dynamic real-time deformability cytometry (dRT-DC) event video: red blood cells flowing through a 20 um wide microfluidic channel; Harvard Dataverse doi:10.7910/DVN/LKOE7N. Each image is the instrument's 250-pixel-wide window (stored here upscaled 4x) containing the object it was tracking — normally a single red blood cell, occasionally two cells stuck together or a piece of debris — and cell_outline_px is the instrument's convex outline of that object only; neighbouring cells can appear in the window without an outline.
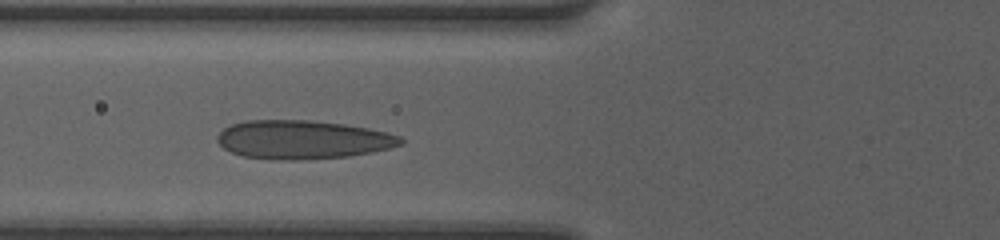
{"species": "human", "species_latin": "Homo sapiens", "temperature_condition": "room temperature", "stored_images_in_passage": 13, "camera_frame_rate_fps": 3000, "um_per_image_px": 0.085, "donor": {"sex": "female"}, "frame": {"image": 1, "passage_image": 3, "time_ms": 0.667, "image_size_px": [1000, 240], "cell_outline_px": [[404, 144], [392, 148], [372, 152], [348, 156], [304, 160], [276, 160], [244, 156], [232, 152], [224, 148], [216, 140], [216, 136], [224, 128], [232, 124], [248, 120], [312, 120], [344, 124], [368, 128], [388, 132], [400, 136], [404, 140]], "centroid_in_image_um": [25.76, 11.87], "position_along_channel_um": 100.0, "area_um2": 41.56}}
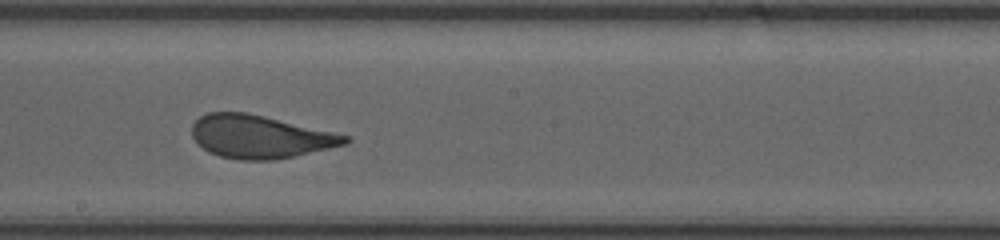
{"frame": {"image": 2, "passage_image": 7, "time_ms": 2.0, "image_size_px": [1000, 240], "cell_outline_px": [[352, 140], [348, 144], [292, 156], [272, 160], [240, 160], [220, 156], [208, 152], [192, 136], [192, 124], [200, 116], [208, 112], [244, 112], [264, 116], [332, 132], [348, 136]], "centroid_in_image_um": [22.08, 11.62], "position_along_channel_um": 226.1, "area_um2": 37.92}}
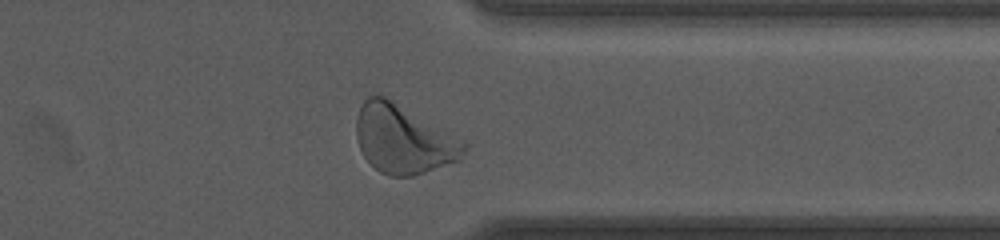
{"frame": {"image": 3, "passage_image": 12, "time_ms": 3.667, "image_size_px": [1000, 240], "cell_outline_px": [[468, 148], [460, 160], [412, 176], [388, 176], [380, 172], [364, 156], [360, 148], [356, 136], [356, 120], [360, 108], [364, 100], [368, 96], [384, 96], [464, 140], [468, 144]], "centroid_in_image_um": [34.31, 11.85], "position_along_channel_um": 377.1, "area_um2": 42.66}}